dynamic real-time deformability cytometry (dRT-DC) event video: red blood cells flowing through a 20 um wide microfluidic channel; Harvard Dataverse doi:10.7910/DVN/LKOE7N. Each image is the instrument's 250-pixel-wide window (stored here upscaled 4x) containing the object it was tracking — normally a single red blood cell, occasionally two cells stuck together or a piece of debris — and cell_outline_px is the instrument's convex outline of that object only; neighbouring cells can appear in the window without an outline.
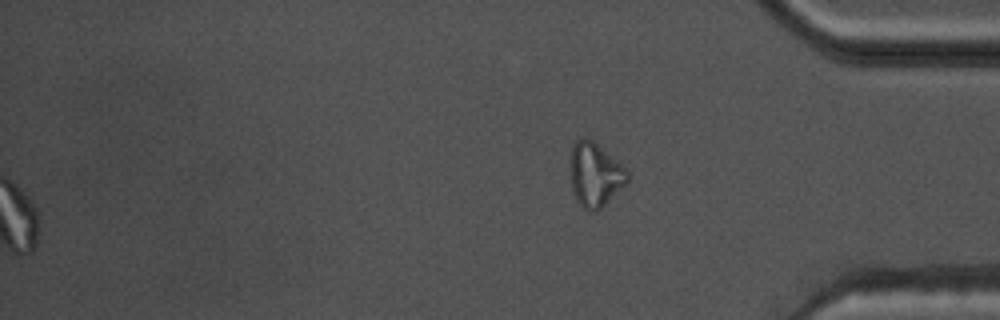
{"species": "common noctule bat (a hibernating species)", "species_latin": "Nyctalus noctula", "temperature_condition": "warm", "stored_images_in_passage": 56, "segment_of_instrument_passage": [2, 2], "camera_frame_rate_fps": 3000, "um_per_image_px": 0.085, "animal": {"sex": "male", "body_mass_g": 17.5, "forearm_length_mm": 52.3}, "frame": {"image": 1, "passage_image": 56, "time_ms": 18.333, "image_size_px": [1000, 320], "cell_outline_px": [[628, 184], [596, 212], [588, 212], [576, 200], [572, 188], [572, 148], [576, 140], [584, 136], [588, 136], [628, 168]], "centroid_in_image_um": [50.64, 14.84], "position_along_channel_um": 384.6, "area_um2": 21.5}}